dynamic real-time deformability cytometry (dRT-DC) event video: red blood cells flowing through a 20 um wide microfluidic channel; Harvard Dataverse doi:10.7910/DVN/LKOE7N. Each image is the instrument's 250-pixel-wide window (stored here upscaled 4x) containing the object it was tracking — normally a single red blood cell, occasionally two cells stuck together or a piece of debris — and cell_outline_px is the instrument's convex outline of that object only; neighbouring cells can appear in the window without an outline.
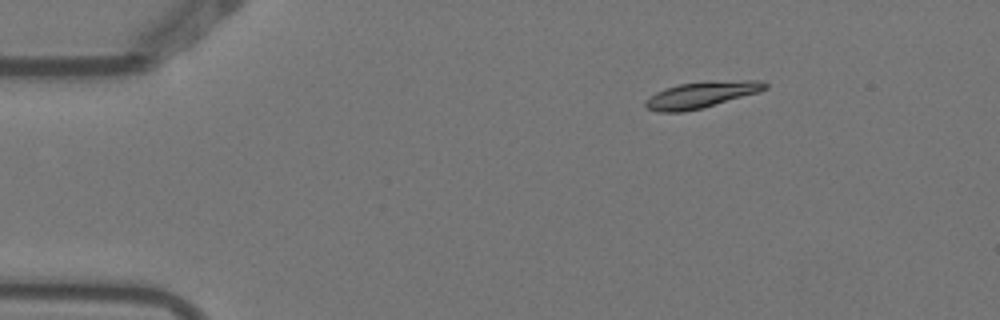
{"species": "Egyptian fruit bat (a non-hibernating species)", "species_latin": "Rousettus aegyptiacus", "temperature_condition": "warm", "stored_images_in_passage": 3, "camera_frame_rate_fps": 3000, "um_per_image_px": 0.085, "animal": {"sex": "female"}, "frame": {"image": 1, "passage_image": 1, "time_ms": 0.0, "image_size_px": [1000, 320], "cell_outline_px": [[768, 88], [756, 92], [700, 108], [680, 112], [656, 112], [644, 108], [644, 100], [656, 92], [664, 88], [680, 84], [744, 80], [764, 80], [768, 84]], "centroid_in_image_um": [59.53, 8.06], "position_along_channel_um": 25.5, "area_um2": 17.8}}